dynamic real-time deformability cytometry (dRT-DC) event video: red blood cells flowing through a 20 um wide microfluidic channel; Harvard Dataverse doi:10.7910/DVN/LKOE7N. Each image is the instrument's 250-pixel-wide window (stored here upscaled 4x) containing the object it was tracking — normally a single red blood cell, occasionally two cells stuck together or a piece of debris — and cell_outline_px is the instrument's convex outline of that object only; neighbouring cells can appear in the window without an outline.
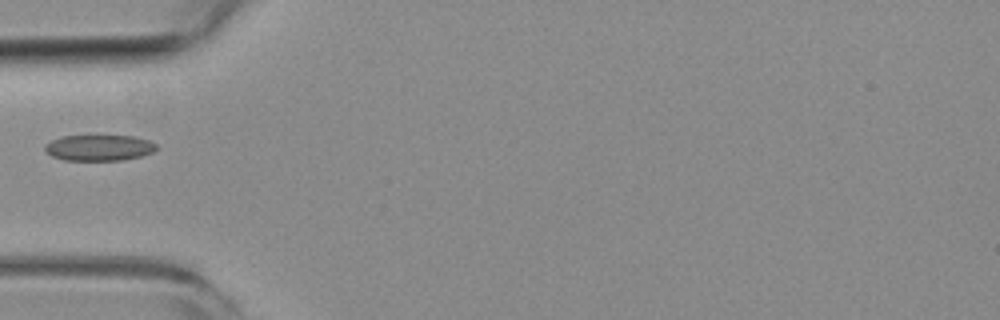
{"species": "common noctule bat (a hibernating species)", "species_latin": "Nyctalus noctula", "temperature_condition": "room temperature", "stored_images_in_passage": 8, "camera_frame_rate_fps": 3000, "um_per_image_px": 0.085, "animal": {"sex": "female", "body_mass_g": 19.3, "forearm_length_mm": 54.1}, "frame": {"image": 1, "passage_image": 1, "time_ms": 0.0, "image_size_px": [1000, 320], "cell_outline_px": [[156, 148], [152, 152], [140, 156], [124, 160], [64, 160], [52, 156], [44, 148], [44, 144], [60, 136], [136, 136], [148, 140], [156, 144]], "centroid_in_image_um": [8.41, 12.55], "position_along_channel_um": 76.6, "area_um2": 16.76}}